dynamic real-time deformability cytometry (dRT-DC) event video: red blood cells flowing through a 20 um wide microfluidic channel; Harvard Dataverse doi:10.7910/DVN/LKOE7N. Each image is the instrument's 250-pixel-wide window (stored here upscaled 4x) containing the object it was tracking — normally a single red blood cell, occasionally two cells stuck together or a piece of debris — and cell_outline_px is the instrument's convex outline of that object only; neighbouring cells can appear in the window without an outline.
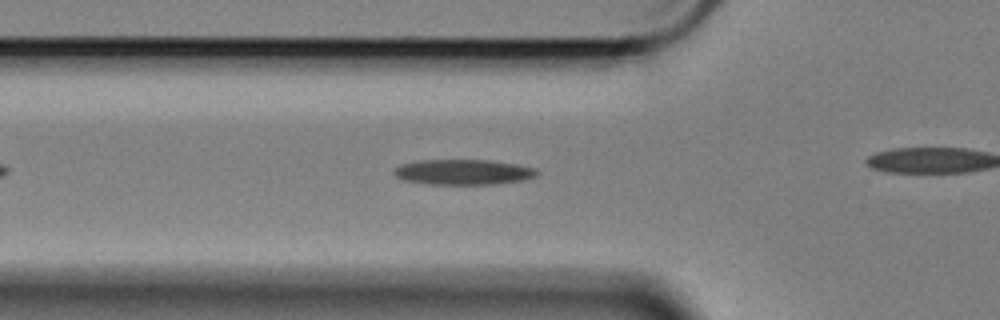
{"species": "Egyptian fruit bat (a non-hibernating species)", "species_latin": "Rousettus aegyptiacus", "temperature_condition": "cold", "stored_images_in_passage": 36, "camera_frame_rate_fps": 3000, "um_per_image_px": 0.085, "animal": {"sex": "female"}, "frame": {"image": 1, "passage_image": 9, "time_ms": 2.667, "image_size_px": [1000, 320], "cell_outline_px": [[540, 172], [536, 176], [524, 180], [496, 184], [428, 184], [404, 180], [396, 176], [392, 172], [400, 164], [420, 160], [488, 160], [516, 164], [536, 168]], "centroid_in_image_um": [39.4, 14.62], "position_along_channel_um": 86.4, "area_um2": 21.15}}
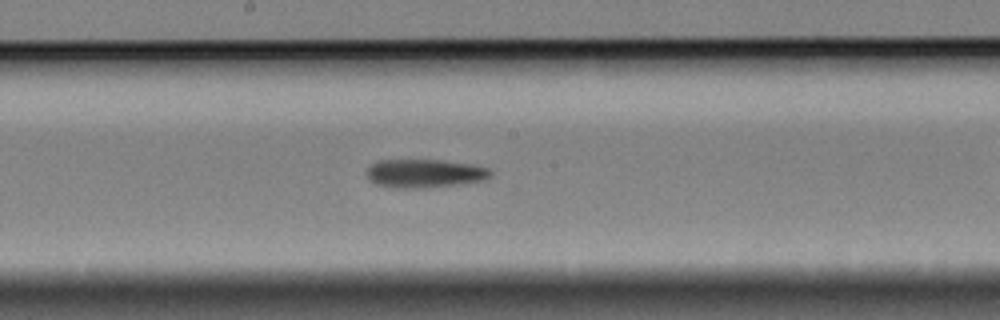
{"frame": {"image": 2, "passage_image": 20, "time_ms": 6.333, "image_size_px": [1000, 320], "cell_outline_px": [[492, 176], [484, 180], [456, 184], [416, 188], [396, 188], [376, 184], [368, 180], [364, 172], [372, 164], [380, 160], [444, 160], [472, 164], [488, 168], [492, 172]], "centroid_in_image_um": [36.06, 14.73], "position_along_channel_um": 212.1, "area_um2": 20.58}}
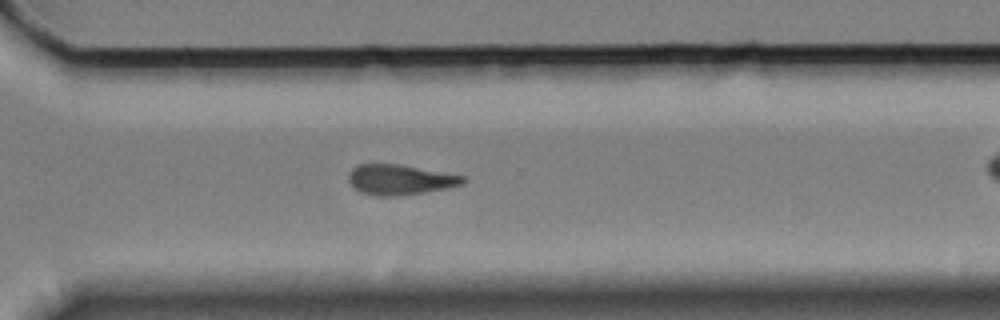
{"frame": {"image": 3, "passage_image": 31, "time_ms": 10.0, "image_size_px": [1000, 320], "cell_outline_px": [[468, 180], [464, 184], [448, 188], [400, 196], [376, 196], [360, 192], [348, 180], [348, 172], [352, 168], [360, 164], [400, 164], [464, 176]], "centroid_in_image_um": [34.01, 15.27], "position_along_channel_um": 336.6, "area_um2": 20.23}}